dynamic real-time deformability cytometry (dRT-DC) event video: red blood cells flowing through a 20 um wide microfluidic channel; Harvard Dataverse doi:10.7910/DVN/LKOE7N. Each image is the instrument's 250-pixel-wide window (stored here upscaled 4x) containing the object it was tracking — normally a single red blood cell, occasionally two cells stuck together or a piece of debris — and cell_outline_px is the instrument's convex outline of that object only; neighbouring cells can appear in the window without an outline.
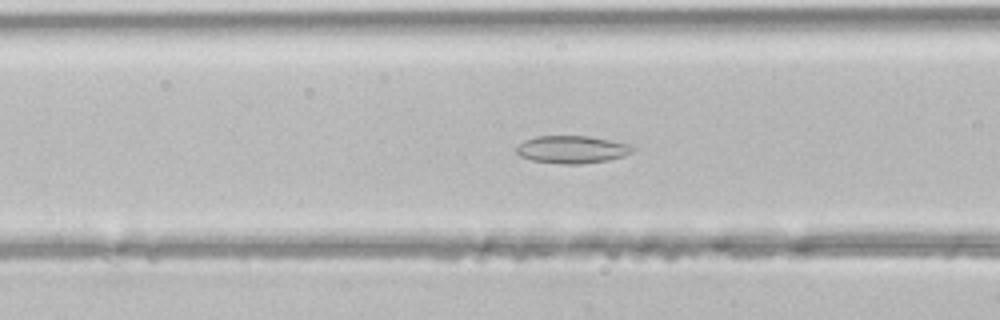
{"species": "common noctule bat (a hibernating species)", "species_latin": "Nyctalus noctula", "temperature_condition": "room temperature", "stored_images_in_passage": 47, "camera_frame_rate_fps": 3000, "um_per_image_px": 0.085, "animal": {"sex": "male", "body_mass_g": 21.5, "forearm_length_mm": 52.0}, "frame": {"image": 1, "passage_image": 18, "time_ms": 5.667, "image_size_px": [1000, 320], "cell_outline_px": [[636, 148], [632, 152], [624, 156], [608, 160], [580, 164], [564, 164], [532, 160], [520, 156], [516, 152], [516, 148], [524, 140], [536, 136], [588, 136], [628, 144]], "centroid_in_image_um": [48.61, 12.7], "position_along_channel_um": 118.0, "area_um2": 18.55}}
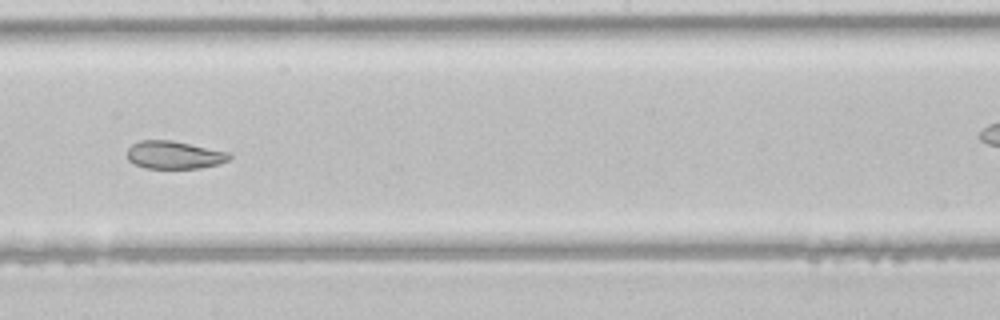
{"frame": {"image": 2, "passage_image": 26, "time_ms": 8.333, "image_size_px": [1000, 320], "cell_outline_px": [[232, 156], [228, 160], [220, 164], [200, 168], [144, 168], [128, 160], [128, 148], [132, 144], [140, 140], [172, 140], [228, 152]], "centroid_in_image_um": [14.81, 13.17], "position_along_channel_um": 233.4, "area_um2": 16.53}}
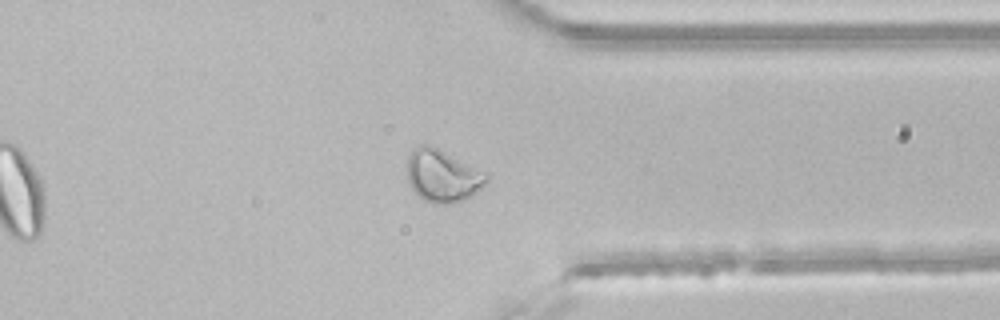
{"frame": {"image": 3, "passage_image": 36, "time_ms": 11.667, "image_size_px": [1000, 320], "cell_outline_px": [[488, 180], [476, 192], [452, 204], [432, 204], [424, 200], [412, 188], [408, 180], [408, 156], [412, 148], [420, 144], [428, 144], [488, 172]], "centroid_in_image_um": [37.61, 14.93], "position_along_channel_um": 373.8, "area_um2": 24.1}}